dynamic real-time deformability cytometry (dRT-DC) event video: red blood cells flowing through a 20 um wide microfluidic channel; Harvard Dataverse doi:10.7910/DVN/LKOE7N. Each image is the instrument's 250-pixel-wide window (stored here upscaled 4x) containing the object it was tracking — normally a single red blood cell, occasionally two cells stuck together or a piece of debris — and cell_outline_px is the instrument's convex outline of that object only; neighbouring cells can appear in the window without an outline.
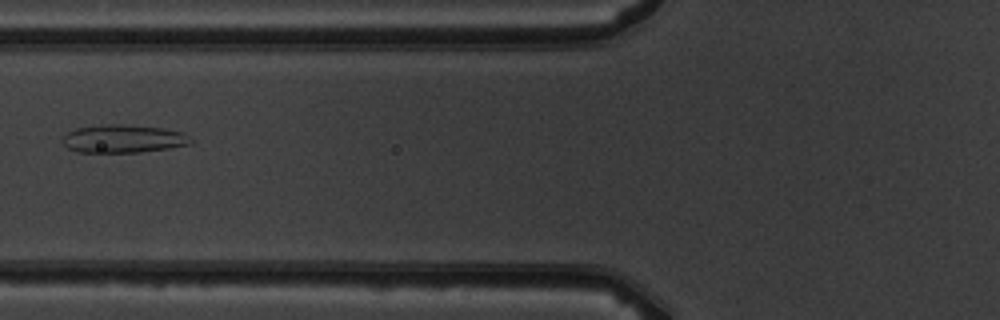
{"species": "common noctule bat (a hibernating species)", "species_latin": "Nyctalus noctula", "temperature_condition": "warm", "stored_images_in_passage": 3, "camera_frame_rate_fps": 3000, "um_per_image_px": 0.085, "animal": {"sex": "male", "body_mass_g": 19.5, "forearm_length_mm": 54.6}, "frame": {"image": 1, "passage_image": 3, "time_ms": 2.333, "image_size_px": [1000, 320], "cell_outline_px": [[192, 144], [168, 148], [140, 152], [80, 152], [68, 148], [60, 140], [68, 132], [76, 128], [108, 124], [124, 124], [164, 128], [184, 132], [192, 140]], "centroid_in_image_um": [10.5, 11.79], "position_along_channel_um": 115.3, "area_um2": 20.98}}